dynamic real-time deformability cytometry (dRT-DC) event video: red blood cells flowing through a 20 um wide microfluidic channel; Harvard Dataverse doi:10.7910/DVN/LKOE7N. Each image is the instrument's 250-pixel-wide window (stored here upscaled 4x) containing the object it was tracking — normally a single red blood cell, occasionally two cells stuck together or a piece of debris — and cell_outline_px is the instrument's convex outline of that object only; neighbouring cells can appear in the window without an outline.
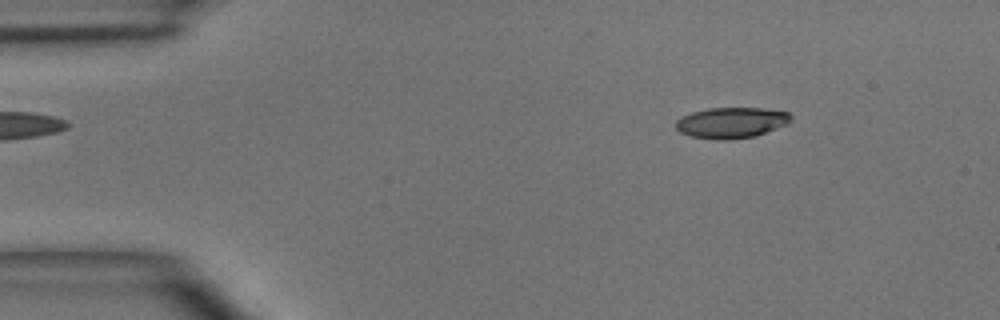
{"species": "common noctule bat (a hibernating species)", "species_latin": "Nyctalus noctula", "temperature_condition": "room temperature", "stored_images_in_passage": 3, "camera_frame_rate_fps": 3000, "um_per_image_px": 0.085, "animal": {"sex": "male", "body_mass_g": 15.6}, "frame": {"image": 1, "passage_image": 1, "time_ms": 0.0, "image_size_px": [1000, 320], "cell_outline_px": [[792, 120], [788, 124], [756, 136], [728, 140], [716, 140], [692, 136], [680, 132], [676, 128], [676, 120], [692, 112], [708, 108], [764, 108], [788, 112], [792, 116]], "centroid_in_image_um": [62.2, 10.43], "position_along_channel_um": 22.8, "area_um2": 20.75}}
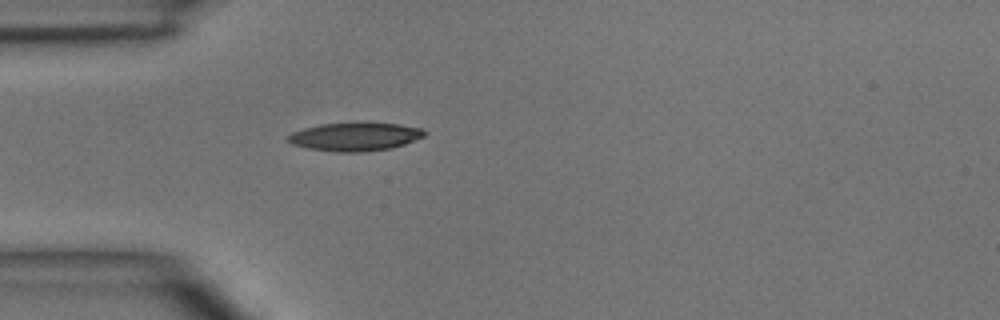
{"frame": {"image": 2, "passage_image": 3, "time_ms": 2.333, "image_size_px": [1000, 320], "cell_outline_px": [[428, 132], [424, 136], [404, 144], [392, 148], [360, 152], [340, 152], [308, 148], [292, 144], [288, 140], [288, 136], [292, 132], [304, 128], [320, 124], [356, 120], [400, 124], [424, 128]], "centroid_in_image_um": [30.22, 11.57], "position_along_channel_um": 54.8, "area_um2": 23.24}}